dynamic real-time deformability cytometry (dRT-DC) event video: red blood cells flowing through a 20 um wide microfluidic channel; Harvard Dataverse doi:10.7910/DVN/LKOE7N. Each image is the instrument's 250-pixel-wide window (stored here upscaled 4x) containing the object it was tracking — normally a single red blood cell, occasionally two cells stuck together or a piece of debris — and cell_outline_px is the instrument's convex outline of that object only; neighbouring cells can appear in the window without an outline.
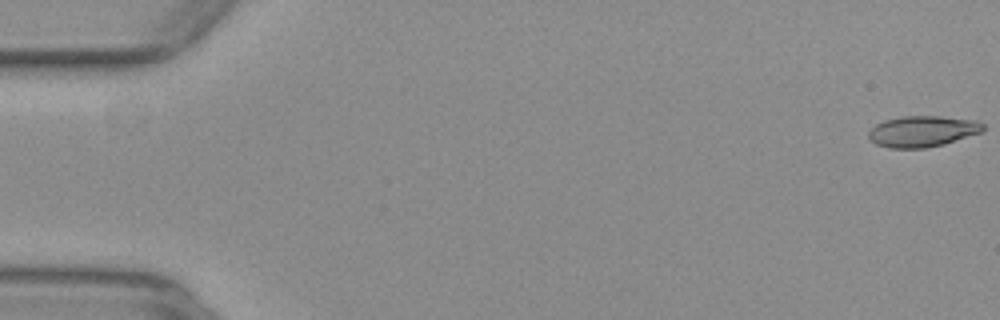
{"species": "common noctule bat (a hibernating species)", "species_latin": "Nyctalus noctula", "temperature_condition": "warm", "stored_images_in_passage": 54, "camera_frame_rate_fps": 3000, "um_per_image_px": 0.085, "animal": {"sex": "female", "body_mass_g": 29.2, "forearm_length_mm": 56.3}, "frame": {"image": 1, "passage_image": 1, "time_ms": 0.0, "image_size_px": [1000, 320], "cell_outline_px": [[984, 128], [980, 132], [944, 144], [924, 148], [892, 148], [876, 144], [868, 136], [868, 132], [876, 124], [884, 120], [904, 116], [940, 116], [976, 120], [984, 124]], "centroid_in_image_um": [78.4, 11.15], "position_along_channel_um": 6.6, "area_um2": 20.52}}
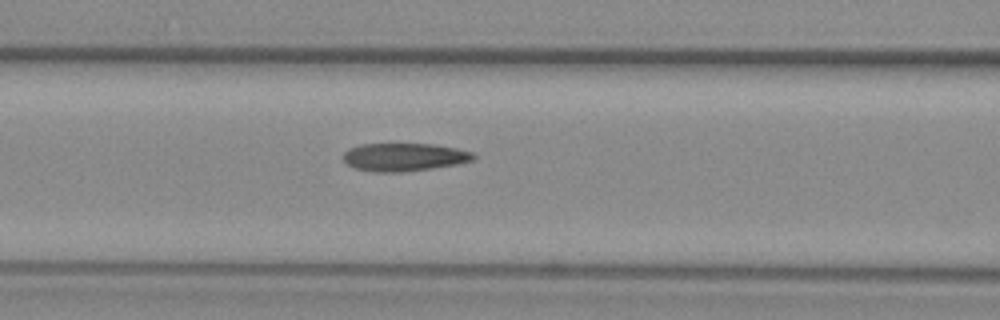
{"frame": {"image": 2, "passage_image": 23, "time_ms": 7.333, "image_size_px": [1000, 320], "cell_outline_px": [[476, 156], [472, 160], [456, 164], [400, 172], [376, 172], [356, 168], [348, 164], [344, 160], [344, 152], [348, 148], [360, 144], [432, 144], [456, 148], [472, 152]], "centroid_in_image_um": [34.32, 13.34], "position_along_channel_um": 132.3, "area_um2": 20.92}}
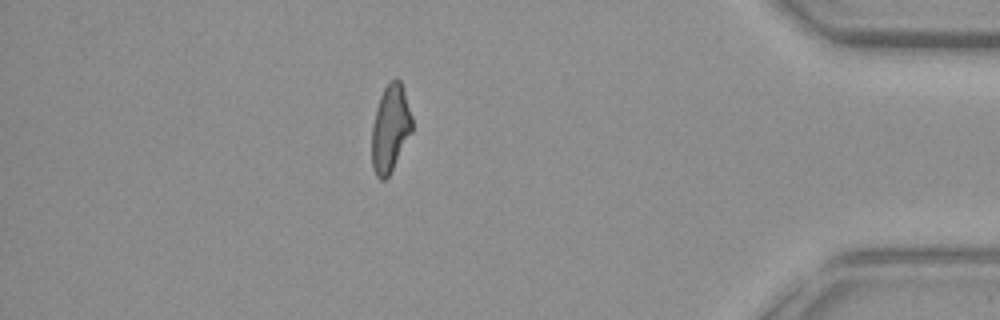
{"frame": {"image": 3, "passage_image": 47, "time_ms": 15.333, "image_size_px": [1000, 320], "cell_outline_px": [[412, 132], [388, 176], [384, 180], [380, 180], [376, 176], [372, 168], [372, 124], [376, 108], [380, 96], [384, 88], [396, 76], [400, 80], [412, 116]], "centroid_in_image_um": [33.16, 10.92], "position_along_channel_um": 402.0, "area_um2": 20.35}, "authors_computed_cell_mechanics": {"area_um2": 20.9814, "velocity_mm_per_s": 3.9163, "shape_relaxation_time_tau1_ms": 7.7134, "shape_relaxation_time_tau2_ms": 2.2618, "deformation_change_tau1": 0.2328, "deformation_change_tau2": 0.1165}}